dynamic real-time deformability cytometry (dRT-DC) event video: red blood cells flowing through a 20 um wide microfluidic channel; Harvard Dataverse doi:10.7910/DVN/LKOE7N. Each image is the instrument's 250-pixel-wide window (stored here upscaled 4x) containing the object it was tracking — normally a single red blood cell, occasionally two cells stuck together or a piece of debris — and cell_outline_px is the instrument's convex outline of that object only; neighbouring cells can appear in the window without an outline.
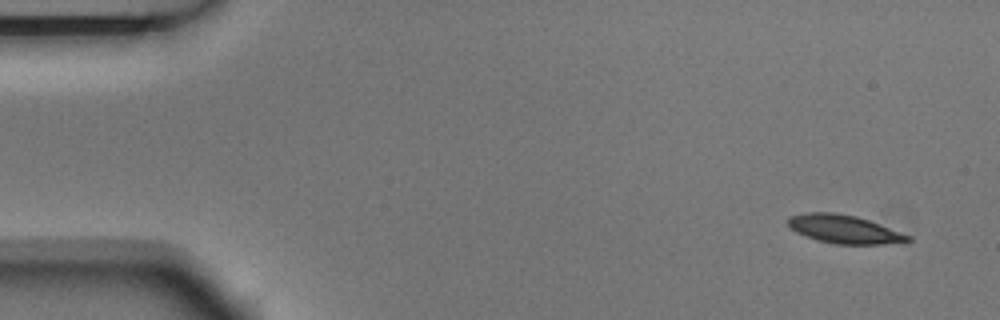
{"species": "Egyptian fruit bat (a non-hibernating species)", "species_latin": "Rousettus aegyptiacus", "temperature_condition": "room temperature", "stored_images_in_passage": 5, "camera_frame_rate_fps": 3000, "um_per_image_px": 0.085, "animal": {"sex": "male"}, "frame": {"image": 1, "passage_image": 1, "time_ms": 0.0, "image_size_px": [1000, 320], "cell_outline_px": [[912, 240], [880, 244], [832, 244], [816, 240], [796, 232], [788, 228], [784, 220], [788, 216], [808, 212], [832, 212], [856, 216], [868, 220], [912, 236]], "centroid_in_image_um": [71.65, 19.47], "position_along_channel_um": 13.3, "area_um2": 19.94}}
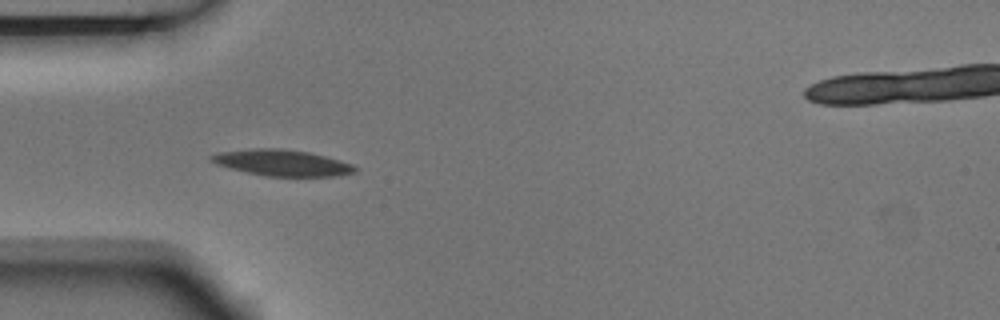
{"frame": {"image": 2, "passage_image": 4, "time_ms": 1.0, "image_size_px": [1000, 320], "cell_outline_px": [[360, 168], [356, 172], [340, 176], [268, 176], [248, 172], [216, 164], [208, 160], [208, 156], [220, 152], [252, 148], [280, 148], [308, 152], [340, 160], [352, 164]], "centroid_in_image_um": [24.01, 13.83], "position_along_channel_um": 61.0, "area_um2": 21.91}}
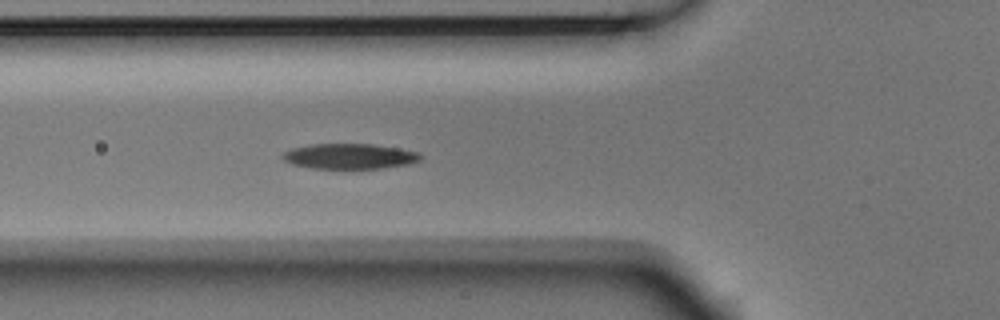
{"frame": {"image": 3, "passage_image": 5, "time_ms": 1.333, "image_size_px": [1000, 320], "cell_outline_px": [[424, 156], [420, 160], [408, 164], [384, 168], [312, 168], [292, 164], [284, 160], [280, 156], [284, 152], [292, 148], [312, 144], [372, 144], [400, 148], [420, 152]], "centroid_in_image_um": [29.75, 13.28], "position_along_channel_um": 96.0, "area_um2": 20.4}}